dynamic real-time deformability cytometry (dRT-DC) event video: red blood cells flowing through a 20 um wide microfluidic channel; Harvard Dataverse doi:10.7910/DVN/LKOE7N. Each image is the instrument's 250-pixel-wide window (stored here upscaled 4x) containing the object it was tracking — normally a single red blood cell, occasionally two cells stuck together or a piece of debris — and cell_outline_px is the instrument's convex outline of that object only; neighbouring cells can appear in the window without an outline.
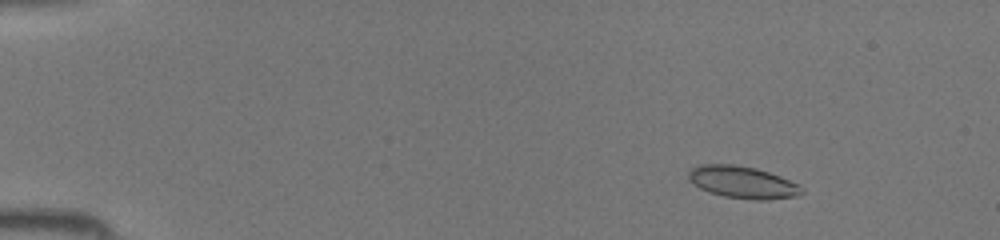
{"species": "common noctule bat (a hibernating species)", "species_latin": "Nyctalus noctula", "temperature_condition": "room temperature", "stored_images_in_passage": 44, "camera_frame_rate_fps": 3000, "um_per_image_px": 0.085, "animal": {"sex": "female", "body_mass_g": 19.5, "forearm_length_mm": 54.1}, "frame": {"image": 1, "passage_image": 6, "time_ms": 1.667, "image_size_px": [1000, 240], "cell_outline_px": [[804, 192], [796, 196], [768, 200], [752, 200], [724, 196], [708, 192], [692, 184], [688, 180], [688, 172], [696, 164], [732, 164], [756, 168], [780, 176], [800, 184], [804, 188]], "centroid_in_image_um": [63.11, 15.49], "position_along_channel_um": 21.9, "area_um2": 21.5}}
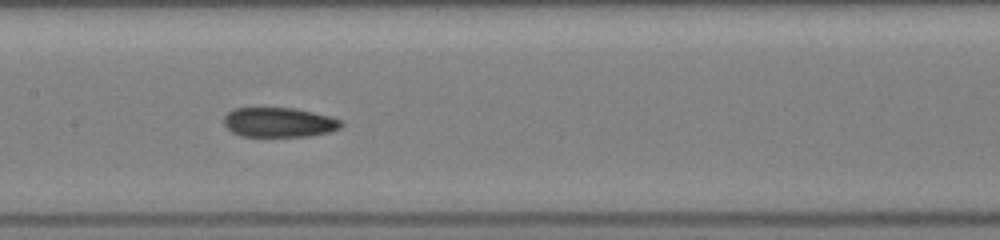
{"frame": {"image": 2, "passage_image": 23, "time_ms": 7.333, "image_size_px": [1000, 240], "cell_outline_px": [[344, 124], [340, 128], [332, 132], [308, 136], [240, 136], [232, 132], [224, 124], [224, 116], [232, 108], [292, 108], [312, 112], [328, 116], [340, 120]], "centroid_in_image_um": [23.71, 10.4], "position_along_channel_um": 183.7, "area_um2": 20.23}}
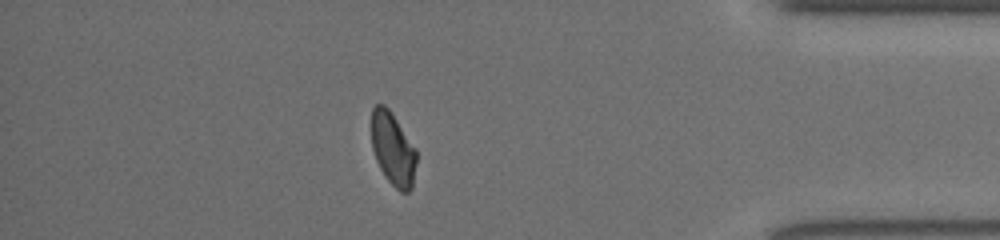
{"frame": {"image": 3, "passage_image": 39, "time_ms": 12.667, "image_size_px": [1000, 240], "cell_outline_px": [[416, 164], [412, 188], [408, 192], [400, 192], [384, 176], [376, 160], [372, 148], [372, 108], [376, 104], [384, 104], [388, 108], [416, 148]], "centroid_in_image_um": [33.4, 12.68], "position_along_channel_um": 401.8, "area_um2": 19.07}}